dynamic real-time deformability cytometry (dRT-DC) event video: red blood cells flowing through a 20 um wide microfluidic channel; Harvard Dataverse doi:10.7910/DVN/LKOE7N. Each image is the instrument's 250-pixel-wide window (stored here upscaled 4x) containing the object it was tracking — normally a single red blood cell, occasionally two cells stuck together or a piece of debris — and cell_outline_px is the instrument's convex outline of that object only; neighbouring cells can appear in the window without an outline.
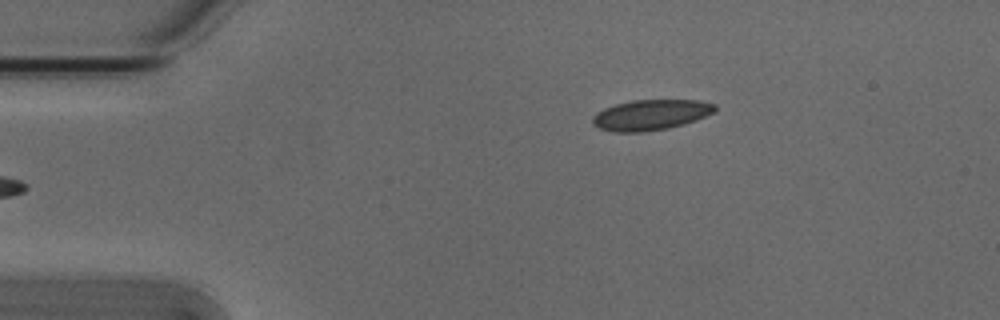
{"species": "Egyptian fruit bat (a non-hibernating species)", "species_latin": "Rousettus aegyptiacus", "temperature_condition": "cold", "stored_images_in_passage": 3, "camera_frame_rate_fps": 3000, "um_per_image_px": 0.085, "animal": {"sex": "male"}, "frame": {"image": 1, "passage_image": 3, "time_ms": 0.667, "image_size_px": [1000, 320], "cell_outline_px": [[716, 112], [696, 120], [684, 124], [668, 128], [640, 132], [612, 132], [600, 128], [592, 124], [592, 116], [596, 112], [604, 108], [616, 104], [632, 100], [696, 100], [716, 104]], "centroid_in_image_um": [55.31, 9.76], "position_along_channel_um": 29.7, "area_um2": 21.85}}